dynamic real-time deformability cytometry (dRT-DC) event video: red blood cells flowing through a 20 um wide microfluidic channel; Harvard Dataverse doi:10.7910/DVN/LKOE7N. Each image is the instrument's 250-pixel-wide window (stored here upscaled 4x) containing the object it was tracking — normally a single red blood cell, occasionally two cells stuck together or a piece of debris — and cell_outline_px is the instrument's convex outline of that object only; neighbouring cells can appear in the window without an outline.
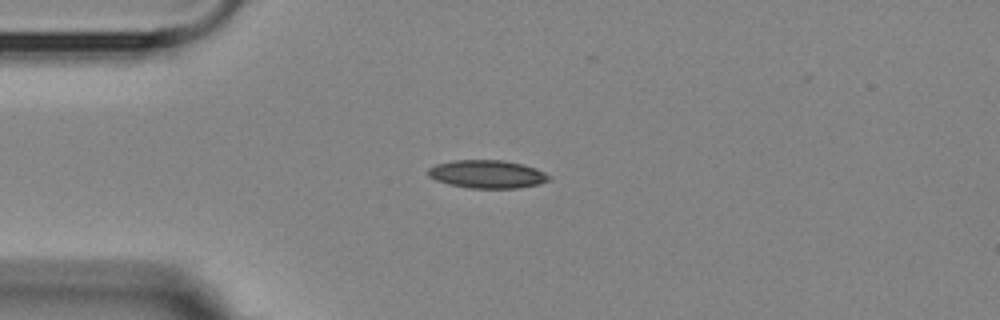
{"species": "Egyptian fruit bat (a non-hibernating species)", "species_latin": "Rousettus aegyptiacus", "temperature_condition": "room temperature", "stored_images_in_passage": 4, "camera_frame_rate_fps": 3000, "um_per_image_px": 0.085, "animal": {"sex": "female"}, "frame": {"image": 1, "passage_image": 1, "time_ms": 0.0, "image_size_px": [1000, 320], "cell_outline_px": [[552, 180], [540, 184], [520, 188], [468, 188], [448, 184], [436, 180], [428, 176], [428, 168], [436, 164], [452, 160], [504, 160], [524, 164], [536, 168], [552, 176]], "centroid_in_image_um": [41.45, 14.8], "position_along_channel_um": 43.5, "area_um2": 20.11}}
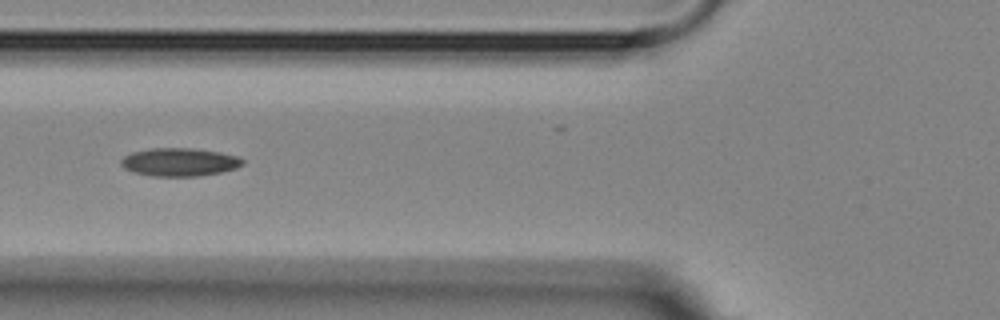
{"frame": {"image": 2, "passage_image": 3, "time_ms": 2.333, "image_size_px": [1000, 320], "cell_outline_px": [[244, 164], [236, 168], [220, 172], [196, 176], [152, 176], [132, 172], [124, 168], [120, 164], [120, 160], [124, 156], [132, 152], [152, 148], [192, 148], [220, 152], [240, 156], [244, 160]], "centroid_in_image_um": [15.26, 13.77], "position_along_channel_um": 110.5, "area_um2": 20.06}}
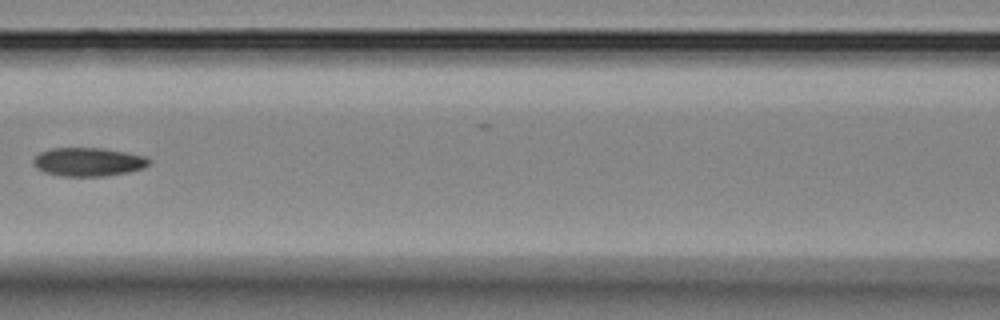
{"frame": {"image": 3, "passage_image": 4, "time_ms": 3.667, "image_size_px": [1000, 320], "cell_outline_px": [[152, 160], [144, 168], [128, 172], [104, 176], [60, 176], [44, 172], [36, 168], [32, 164], [32, 160], [40, 152], [52, 148], [100, 148], [148, 156]], "centroid_in_image_um": [7.5, 13.76], "position_along_channel_um": 159.1, "area_um2": 19.36}}